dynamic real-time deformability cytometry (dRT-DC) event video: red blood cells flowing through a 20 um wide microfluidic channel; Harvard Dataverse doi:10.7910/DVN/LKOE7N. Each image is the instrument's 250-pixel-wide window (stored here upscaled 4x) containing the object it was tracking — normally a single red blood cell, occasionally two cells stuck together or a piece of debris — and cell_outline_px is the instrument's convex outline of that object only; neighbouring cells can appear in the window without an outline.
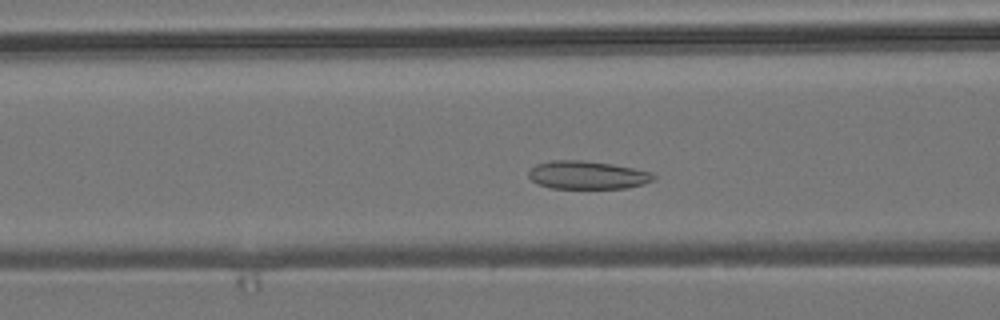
{"species": "common noctule bat (a hibernating species)", "species_latin": "Nyctalus noctula", "temperature_condition": "room temperature", "stored_images_in_passage": 41, "camera_frame_rate_fps": 3000, "um_per_image_px": 0.085, "animal": {"sex": "male", "body_mass_g": 19.2, "forearm_length_mm": 51.8}, "frame": {"image": 1, "passage_image": 8, "time_ms": 2.333, "image_size_px": [1000, 320], "cell_outline_px": [[656, 176], [652, 180], [644, 184], [624, 188], [548, 188], [532, 180], [528, 176], [528, 172], [536, 164], [552, 160], [584, 160], [612, 164], [652, 172]], "centroid_in_image_um": [49.91, 14.87], "position_along_channel_um": 116.7, "area_um2": 20.4}}
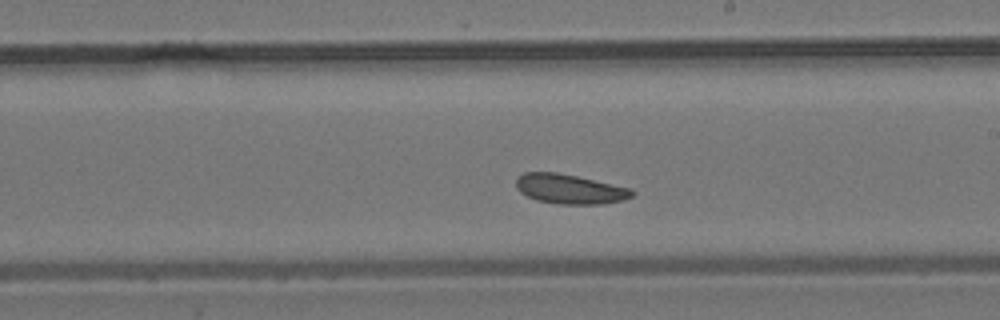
{"frame": {"image": 2, "passage_image": 18, "time_ms": 5.667, "image_size_px": [1000, 320], "cell_outline_px": [[636, 192], [632, 196], [624, 200], [604, 204], [556, 204], [536, 200], [520, 192], [516, 188], [516, 176], [524, 172], [556, 172], [576, 176], [632, 188]], "centroid_in_image_um": [48.43, 16.07], "position_along_channel_um": 240.6, "area_um2": 20.23}}
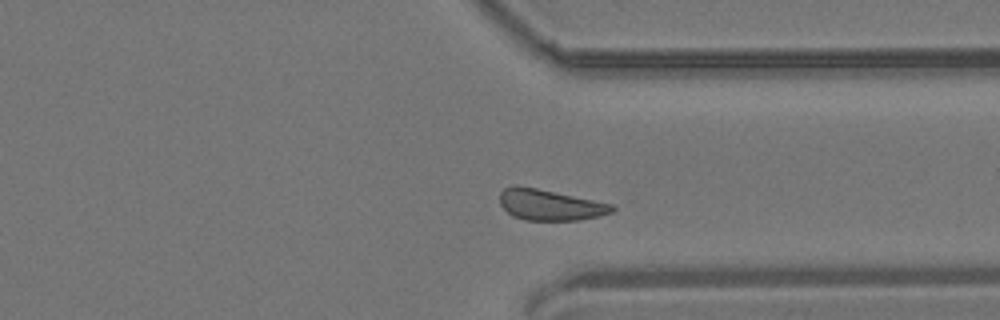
{"frame": {"image": 3, "passage_image": 28, "time_ms": 9.0, "image_size_px": [1000, 320], "cell_outline_px": [[616, 208], [612, 212], [600, 216], [576, 220], [524, 220], [512, 216], [500, 204], [500, 192], [504, 188], [512, 184], [516, 184], [536, 188], [612, 204]], "centroid_in_image_um": [46.7, 17.41], "position_along_channel_um": 364.7, "area_um2": 20.17}, "authors_computed_cell_mechanics": {"area_um2": 20.519, "velocity_mm_per_s": 3.7242, "shape_relaxation_time_tau1_ms": null, "shape_relaxation_time_tau2_ms": 3.391, "deformation_change_tau1": null, "deformation_change_tau2": 0.0809}}